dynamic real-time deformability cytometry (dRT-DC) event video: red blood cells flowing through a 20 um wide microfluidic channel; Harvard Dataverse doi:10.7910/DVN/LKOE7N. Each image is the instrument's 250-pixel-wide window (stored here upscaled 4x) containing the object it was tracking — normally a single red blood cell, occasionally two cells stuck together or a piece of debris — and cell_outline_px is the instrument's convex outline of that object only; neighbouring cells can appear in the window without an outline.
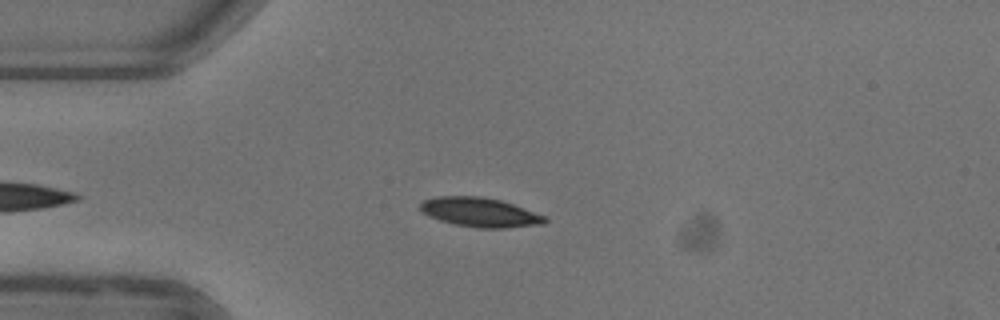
{"species": "common noctule bat (a hibernating species)", "species_latin": "Nyctalus noctula", "temperature_condition": "warm", "stored_images_in_passage": 42, "camera_frame_rate_fps": 3000, "um_per_image_px": 0.085, "animal": {"sex": "female"}, "frame": {"image": 1, "passage_image": 6, "time_ms": 1.667, "image_size_px": [1000, 320], "cell_outline_px": [[548, 220], [544, 224], [504, 228], [480, 228], [456, 224], [440, 220], [428, 216], [420, 212], [420, 204], [424, 200], [436, 196], [480, 196], [500, 200], [512, 204], [544, 216]], "centroid_in_image_um": [40.75, 18.04], "position_along_channel_um": 44.2, "area_um2": 21.1}}
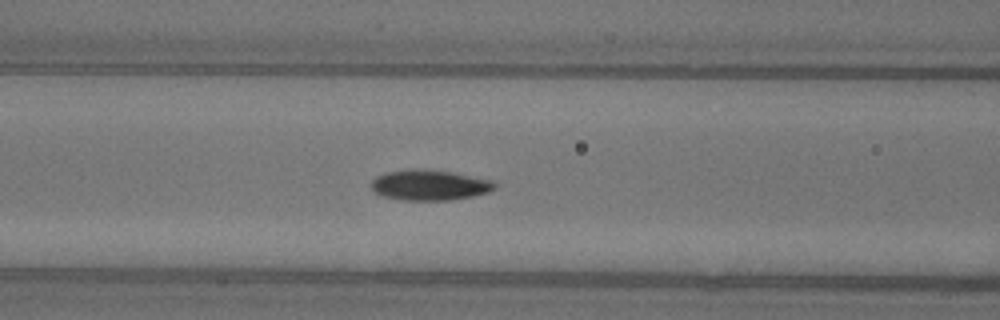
{"frame": {"image": 2, "passage_image": 14, "time_ms": 4.333, "image_size_px": [1000, 320], "cell_outline_px": [[496, 188], [488, 192], [472, 196], [448, 200], [400, 200], [384, 196], [376, 192], [372, 188], [372, 180], [376, 176], [384, 172], [412, 168], [416, 168], [452, 172], [492, 180], [496, 184]], "centroid_in_image_um": [36.5, 15.72], "position_along_channel_um": 130.1, "area_um2": 21.91}}
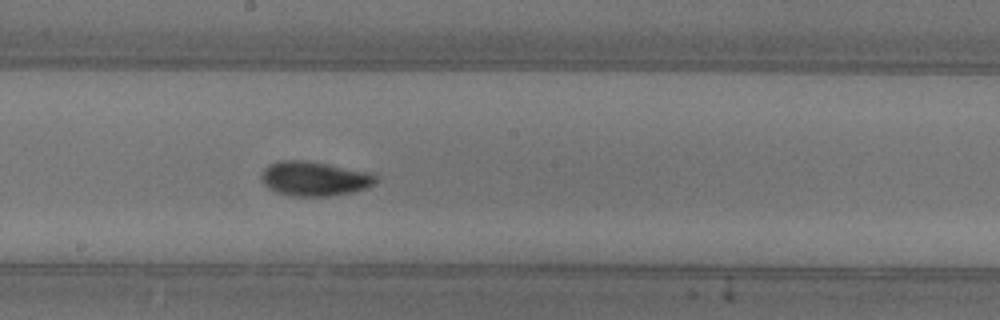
{"frame": {"image": 3, "passage_image": 21, "time_ms": 6.667, "image_size_px": [1000, 320], "cell_outline_px": [[376, 180], [372, 184], [364, 188], [352, 192], [332, 196], [292, 196], [276, 192], [268, 188], [264, 184], [260, 176], [264, 168], [268, 164], [280, 160], [304, 160], [328, 164], [372, 172], [376, 176]], "centroid_in_image_um": [26.69, 15.18], "position_along_channel_um": 221.5, "area_um2": 23.06}, "authors_computed_cell_mechanics": {"area_um2": 21.8484, "velocity_mm_per_s": 3.921, "shape_relaxation_time_tau1_ms": 3.0151, "shape_relaxation_time_tau2_ms": 2.267, "deformation_change_tau1": 0.1353, "deformation_change_tau2": 0.0517}}